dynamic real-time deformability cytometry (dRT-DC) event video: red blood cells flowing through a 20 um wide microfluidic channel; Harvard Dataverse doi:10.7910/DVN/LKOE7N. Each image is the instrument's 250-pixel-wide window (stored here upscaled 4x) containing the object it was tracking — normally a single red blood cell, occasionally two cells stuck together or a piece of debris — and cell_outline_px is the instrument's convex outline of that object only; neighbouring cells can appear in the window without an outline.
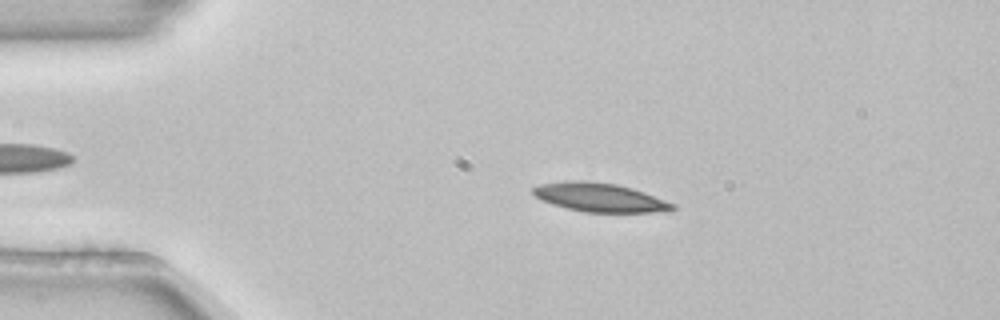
{"species": "common noctule bat (a hibernating species)", "species_latin": "Nyctalus noctula", "temperature_condition": "room temperature", "stored_images_in_passage": 39, "camera_frame_rate_fps": 3000, "um_per_image_px": 0.085, "animal": {"sex": "female", "body_mass_g": 22.7, "forearm_length_mm": 54.2}, "frame": {"image": 1, "passage_image": 3, "time_ms": 0.667, "image_size_px": [1000, 320], "cell_outline_px": [[676, 208], [672, 212], [584, 212], [552, 204], [540, 200], [532, 192], [532, 188], [540, 184], [568, 180], [588, 180], [616, 184], [632, 188], [644, 192], [676, 204]], "centroid_in_image_um": [51.01, 16.78], "position_along_channel_um": 34.0, "area_um2": 23.64}}
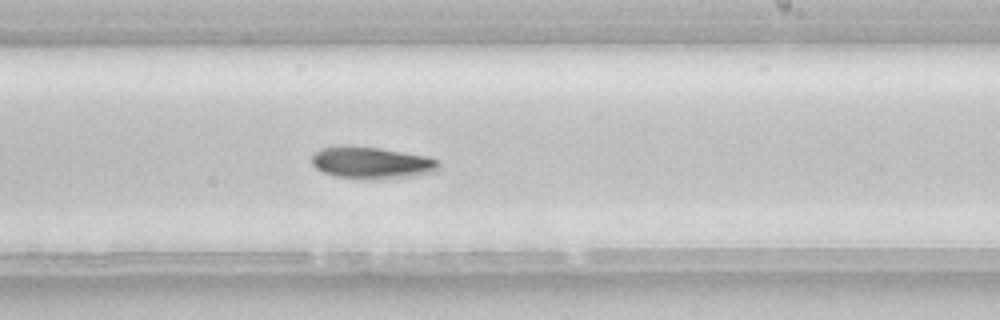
{"frame": {"image": 2, "passage_image": 24, "time_ms": 7.667, "image_size_px": [1000, 320], "cell_outline_px": [[440, 168], [436, 172], [408, 176], [336, 176], [324, 172], [316, 168], [312, 164], [312, 152], [320, 148], [344, 144], [380, 148], [428, 156], [436, 160], [440, 164]], "centroid_in_image_um": [31.55, 13.76], "position_along_channel_um": 257.4, "area_um2": 22.89}}
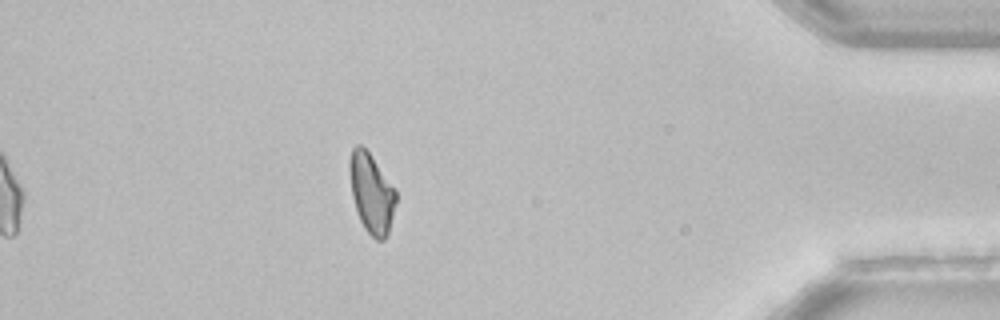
{"frame": {"image": 3, "passage_image": 39, "time_ms": 12.667, "image_size_px": [1000, 320], "cell_outline_px": [[396, 200], [388, 236], [384, 240], [376, 240], [364, 228], [360, 220], [352, 196], [348, 168], [348, 164], [352, 148], [356, 144], [360, 144], [372, 156], [396, 188]], "centroid_in_image_um": [31.57, 16.4], "position_along_channel_um": 403.6, "area_um2": 21.68}, "authors_computed_cell_mechanics": {"area_um2": 23.6402, "velocity_mm_per_s": 3.8414, "shape_relaxation_time_tau1_ms": 4.7891, "shape_relaxation_time_tau2_ms": null, "deformation_change_tau1": 0.1279, "deformation_change_tau2": null}}